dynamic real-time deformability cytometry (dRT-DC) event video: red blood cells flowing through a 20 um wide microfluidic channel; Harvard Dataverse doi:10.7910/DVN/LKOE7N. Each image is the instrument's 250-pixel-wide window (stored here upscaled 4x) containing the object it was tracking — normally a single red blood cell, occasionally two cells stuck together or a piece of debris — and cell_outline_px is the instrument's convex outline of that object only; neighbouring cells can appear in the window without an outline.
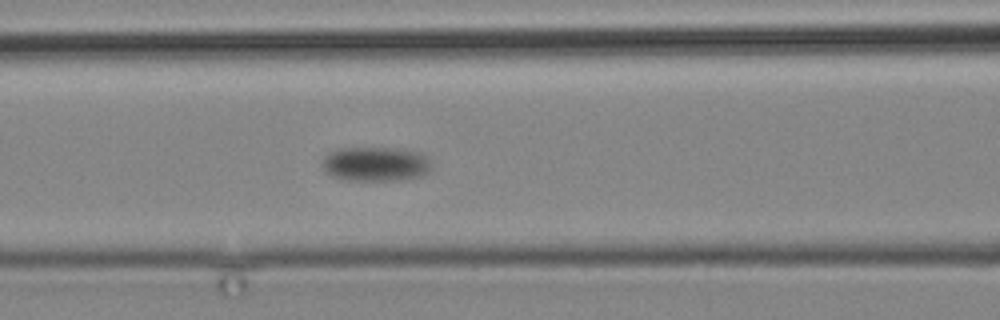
{"species": "common noctule bat (a hibernating species)", "species_latin": "Nyctalus noctula", "temperature_condition": "cold", "stored_images_in_passage": 14, "camera_frame_rate_fps": 3000, "um_per_image_px": 0.085, "animal": {"sex": "male", "body_mass_g": 19.2, "forearm_length_mm": 51.8}, "frame": {"image": 1, "passage_image": 14, "time_ms": 16.0, "image_size_px": [1000, 320], "cell_outline_px": [[432, 168], [428, 172], [420, 176], [400, 180], [344, 180], [332, 176], [324, 172], [324, 156], [340, 148], [404, 148], [420, 152], [428, 156], [432, 164]], "centroid_in_image_um": [31.99, 13.93], "position_along_channel_um": 134.6, "area_um2": 22.14}}